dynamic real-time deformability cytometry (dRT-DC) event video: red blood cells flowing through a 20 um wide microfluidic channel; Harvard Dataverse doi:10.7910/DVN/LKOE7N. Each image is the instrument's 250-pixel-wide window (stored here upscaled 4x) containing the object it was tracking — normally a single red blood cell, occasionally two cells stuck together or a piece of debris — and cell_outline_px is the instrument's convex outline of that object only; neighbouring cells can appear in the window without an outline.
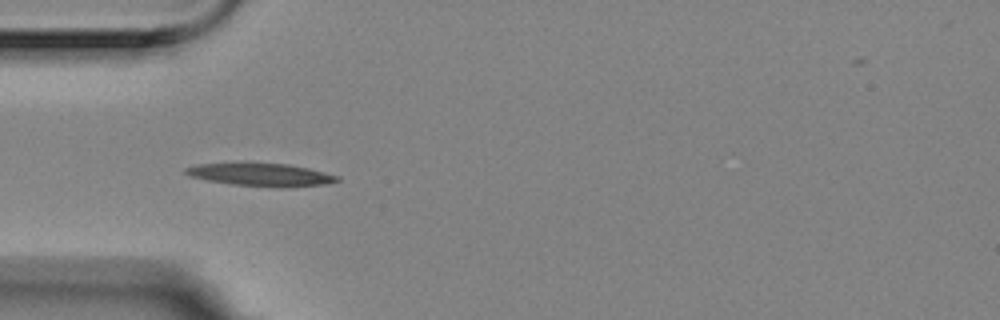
{"species": "Egyptian fruit bat (a non-hibernating species)", "species_latin": "Rousettus aegyptiacus", "temperature_condition": "room temperature", "stored_images_in_passage": 5, "camera_frame_rate_fps": 3000, "um_per_image_px": 0.085, "animal": {"sex": "female"}, "frame": {"image": 1, "passage_image": 4, "time_ms": 1.0, "image_size_px": [1000, 320], "cell_outline_px": [[340, 180], [328, 184], [288, 188], [276, 188], [232, 184], [208, 180], [188, 176], [184, 172], [184, 168], [196, 164], [288, 164], [308, 168], [340, 176]], "centroid_in_image_um": [22.24, 14.88], "position_along_channel_um": 62.8, "area_um2": 20.11}}
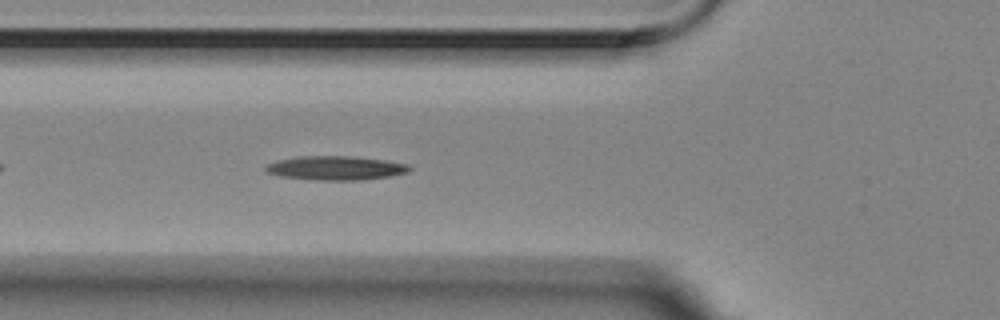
{"frame": {"image": 2, "passage_image": 5, "time_ms": 1.333, "image_size_px": [1000, 320], "cell_outline_px": [[412, 168], [408, 172], [388, 176], [360, 180], [308, 180], [280, 176], [268, 172], [264, 168], [268, 164], [276, 160], [296, 156], [352, 156], [384, 160], [408, 164]], "centroid_in_image_um": [28.5, 14.28], "position_along_channel_um": 97.3, "area_um2": 20.17}}